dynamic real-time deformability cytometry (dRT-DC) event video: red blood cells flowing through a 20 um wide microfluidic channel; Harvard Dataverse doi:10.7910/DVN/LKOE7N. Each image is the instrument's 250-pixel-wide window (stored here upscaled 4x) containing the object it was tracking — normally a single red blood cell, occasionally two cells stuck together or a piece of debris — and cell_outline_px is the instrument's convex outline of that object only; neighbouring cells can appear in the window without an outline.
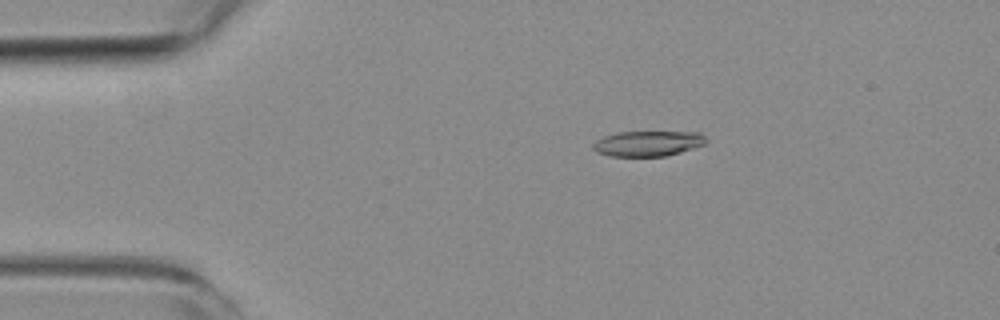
{"species": "common noctule bat (a hibernating species)", "species_latin": "Nyctalus noctula", "temperature_condition": "room temperature", "stored_images_in_passage": 52, "camera_frame_rate_fps": 3000, "um_per_image_px": 0.085, "animal": {"sex": "female", "body_mass_g": 19.3, "forearm_length_mm": 54.1}, "frame": {"image": 1, "passage_image": 8, "time_ms": 2.333, "image_size_px": [1000, 320], "cell_outline_px": [[708, 140], [704, 144], [680, 152], [664, 156], [608, 156], [596, 152], [592, 148], [592, 144], [596, 140], [604, 136], [616, 132], [700, 132]], "centroid_in_image_um": [55.03, 12.19], "position_along_channel_um": 30.0, "area_um2": 16.7}}
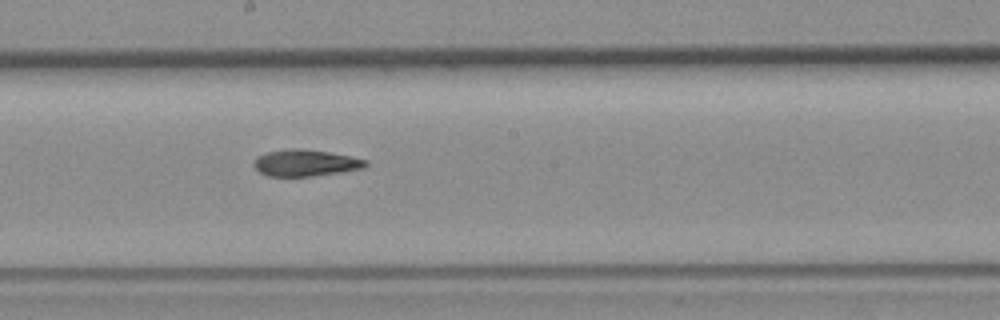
{"frame": {"image": 2, "passage_image": 27, "time_ms": 8.667, "image_size_px": [1000, 320], "cell_outline_px": [[368, 164], [364, 168], [340, 172], [308, 176], [268, 176], [260, 172], [252, 164], [256, 156], [264, 152], [288, 148], [300, 148], [328, 152], [352, 156], [368, 160]], "centroid_in_image_um": [25.94, 13.83], "position_along_channel_um": 222.3, "area_um2": 17.46}}
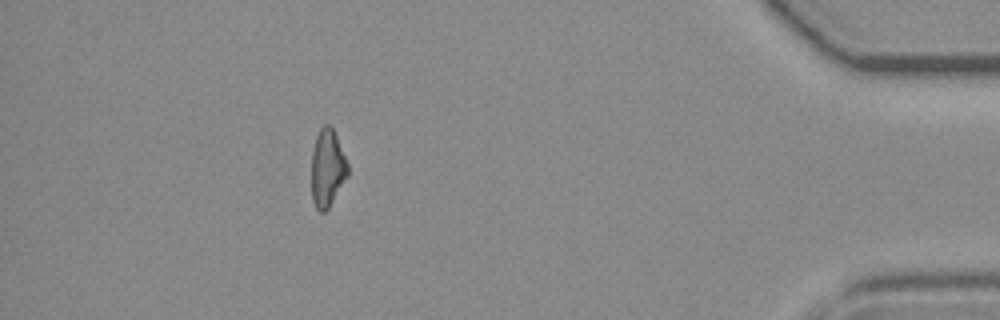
{"frame": {"image": 3, "passage_image": 46, "time_ms": 15.0, "image_size_px": [1000, 320], "cell_outline_px": [[348, 176], [328, 208], [324, 212], [320, 212], [316, 208], [312, 200], [312, 152], [316, 136], [320, 128], [324, 124], [328, 124], [332, 128], [336, 136], [348, 164]], "centroid_in_image_um": [27.82, 14.3], "position_along_channel_um": 407.4, "area_um2": 16.24}, "authors_computed_cell_mechanics": {"area_um2": 17.5134, "velocity_mm_per_s": 3.8305, "shape_relaxation_time_tau1_ms": 10.282, "shape_relaxation_time_tau2_ms": 4.4675, "deformation_change_tau1": 0.2346, "deformation_change_tau2": 0.1355}}